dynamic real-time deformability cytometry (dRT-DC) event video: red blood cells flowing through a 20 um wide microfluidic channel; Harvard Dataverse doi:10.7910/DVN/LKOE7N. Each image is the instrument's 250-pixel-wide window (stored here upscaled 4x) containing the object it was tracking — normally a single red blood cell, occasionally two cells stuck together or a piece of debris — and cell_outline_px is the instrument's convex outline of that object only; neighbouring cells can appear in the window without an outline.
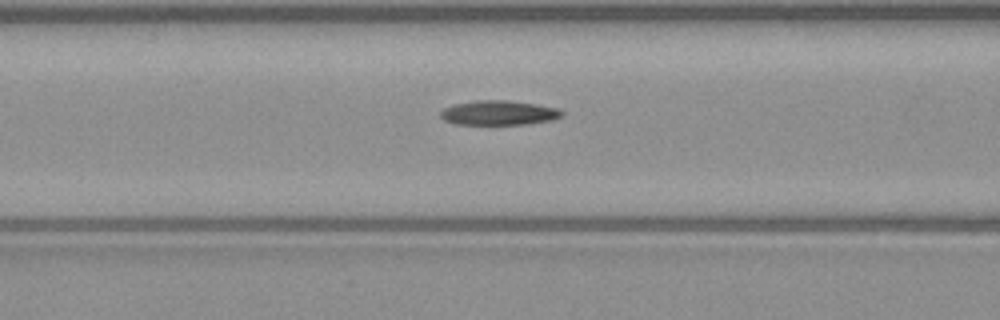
{"species": "common noctule bat (a hibernating species)", "species_latin": "Nyctalus noctula", "temperature_condition": "warm", "stored_images_in_passage": 46, "camera_frame_rate_fps": 3000, "um_per_image_px": 0.085, "animal": {"sex": "male", "body_mass_g": 23.1, "forearm_length_mm": 52.7}, "frame": {"image": 1, "passage_image": 16, "time_ms": 5.0, "image_size_px": [1000, 320], "cell_outline_px": [[564, 116], [552, 120], [528, 124], [456, 124], [444, 120], [440, 116], [440, 112], [444, 108], [456, 104], [476, 100], [508, 100], [536, 104], [560, 108], [564, 112]], "centroid_in_image_um": [42.45, 9.59], "position_along_channel_um": 124.1, "area_um2": 17.46}}
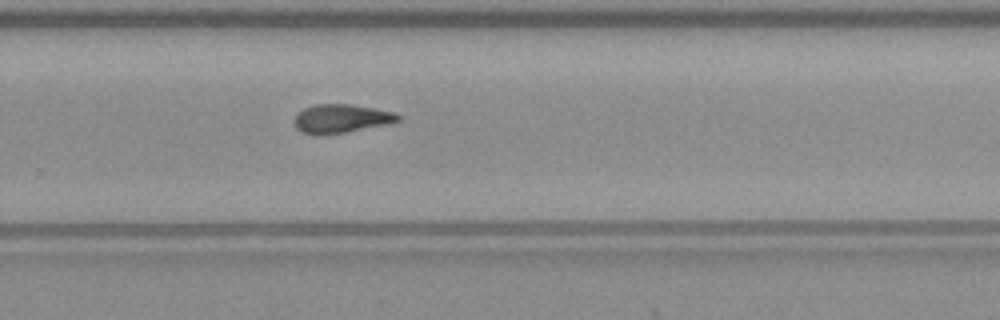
{"frame": {"image": 2, "passage_image": 29, "time_ms": 9.333, "image_size_px": [1000, 320], "cell_outline_px": [[400, 120], [384, 124], [344, 132], [320, 136], [300, 132], [296, 128], [292, 120], [304, 108], [316, 104], [352, 104], [396, 112], [400, 116]], "centroid_in_image_um": [28.95, 10.08], "position_along_channel_um": 300.9, "area_um2": 17.28}}
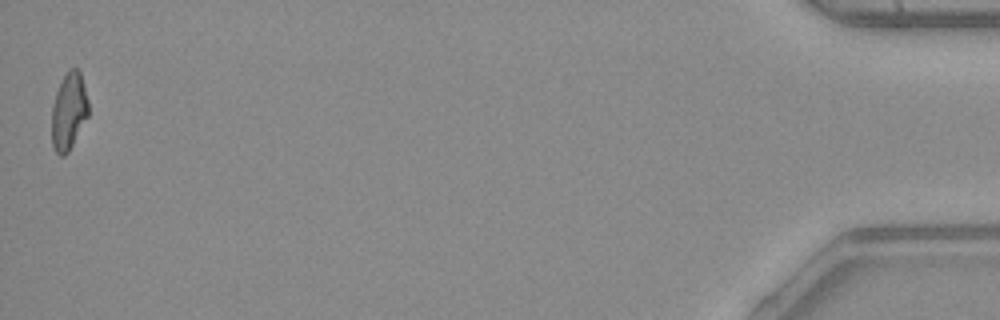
{"frame": {"image": 3, "passage_image": 46, "time_ms": 15.0, "image_size_px": [1000, 320], "cell_outline_px": [[88, 116], [68, 152], [64, 156], [60, 156], [52, 148], [52, 104], [56, 92], [68, 68], [80, 68], [88, 100]], "centroid_in_image_um": [5.85, 9.44], "position_along_channel_um": 429.4, "area_um2": 16.59}, "authors_computed_cell_mechanics": {"area_um2": 17.34, "velocity_mm_per_s": 4.0774, "shape_relaxation_time_tau1_ms": null, "shape_relaxation_time_tau2_ms": 5.498, "deformation_change_tau1": null, "deformation_change_tau2": 0.1342}}